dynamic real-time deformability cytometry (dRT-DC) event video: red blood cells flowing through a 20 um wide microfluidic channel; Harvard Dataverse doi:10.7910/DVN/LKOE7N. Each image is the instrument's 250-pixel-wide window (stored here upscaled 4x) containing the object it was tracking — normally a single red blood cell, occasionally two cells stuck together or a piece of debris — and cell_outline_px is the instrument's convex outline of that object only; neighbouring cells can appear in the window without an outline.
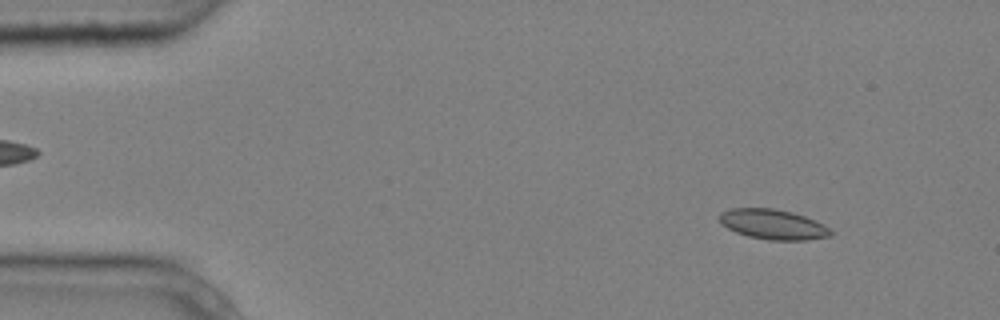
{"species": "common noctule bat (a hibernating species)", "species_latin": "Nyctalus noctula", "temperature_condition": "cold", "stored_images_in_passage": 3, "camera_frame_rate_fps": 3000, "um_per_image_px": 0.085, "animal": {"sex": "male", "body_mass_g": 20.4}, "frame": {"image": 1, "passage_image": 1, "time_ms": 0.0, "image_size_px": [1000, 320], "cell_outline_px": [[836, 232], [832, 236], [808, 240], [768, 240], [748, 236], [736, 232], [728, 228], [720, 220], [720, 212], [732, 208], [772, 208], [792, 212], [804, 216], [824, 224]], "centroid_in_image_um": [65.77, 19.08], "position_along_channel_um": 19.2, "area_um2": 19.54}}